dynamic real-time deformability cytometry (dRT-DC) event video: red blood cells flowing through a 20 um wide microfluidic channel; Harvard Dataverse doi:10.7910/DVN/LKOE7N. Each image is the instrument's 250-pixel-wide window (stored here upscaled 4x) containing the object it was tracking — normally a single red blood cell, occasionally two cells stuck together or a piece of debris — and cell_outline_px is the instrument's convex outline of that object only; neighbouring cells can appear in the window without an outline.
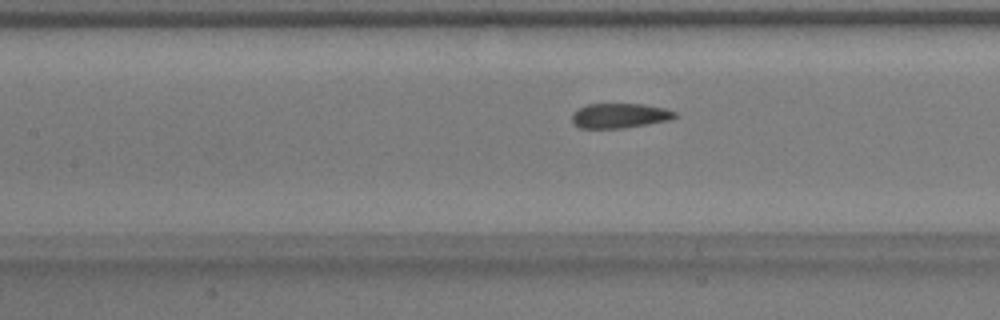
{"species": "common noctule bat (a hibernating species)", "species_latin": "Nyctalus noctula", "temperature_condition": "warm", "stored_images_in_passage": 39, "camera_frame_rate_fps": 3000, "um_per_image_px": 0.085, "animal": {"sex": "male", "body_mass_g": 17.9}, "frame": {"image": 1, "passage_image": 11, "time_ms": 3.333, "image_size_px": [1000, 320], "cell_outline_px": [[676, 116], [668, 120], [648, 124], [624, 128], [580, 128], [572, 124], [572, 112], [588, 104], [644, 104], [664, 108], [676, 112]], "centroid_in_image_um": [52.64, 9.83], "position_along_channel_um": 154.8, "area_um2": 14.85}}
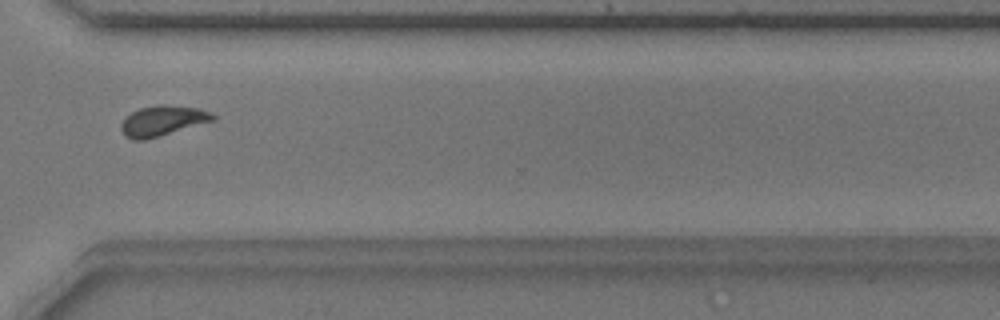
{"frame": {"image": 2, "passage_image": 27, "time_ms": 8.667, "image_size_px": [1000, 320], "cell_outline_px": [[216, 120], [160, 136], [144, 140], [132, 140], [124, 136], [120, 128], [120, 124], [124, 116], [140, 108], [160, 104], [164, 104], [200, 108], [212, 112], [216, 116]], "centroid_in_image_um": [13.81, 10.26], "position_along_channel_um": 356.8, "area_um2": 16.53}}
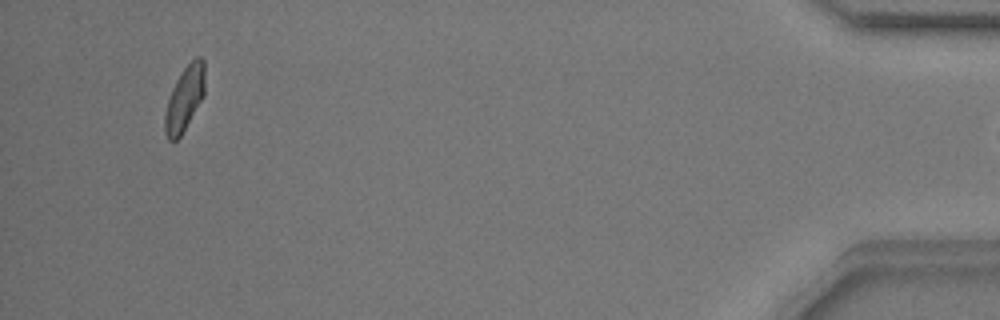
{"frame": {"image": 3, "passage_image": 38, "time_ms": 12.333, "image_size_px": [1000, 320], "cell_outline_px": [[204, 96], [180, 136], [176, 140], [168, 140], [164, 132], [164, 116], [168, 96], [176, 80], [184, 68], [196, 56], [200, 56], [204, 60]], "centroid_in_image_um": [15.67, 8.37], "position_along_channel_um": 419.5, "area_um2": 15.03}}